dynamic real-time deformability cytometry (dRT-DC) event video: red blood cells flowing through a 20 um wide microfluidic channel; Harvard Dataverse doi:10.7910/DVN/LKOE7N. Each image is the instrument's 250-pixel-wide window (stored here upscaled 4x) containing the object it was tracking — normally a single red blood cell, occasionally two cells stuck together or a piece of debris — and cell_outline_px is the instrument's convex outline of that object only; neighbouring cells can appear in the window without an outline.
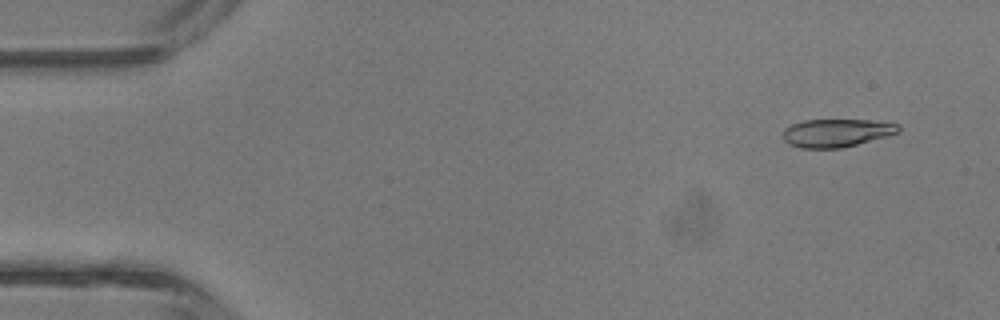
{"species": "common noctule bat (a hibernating species)", "species_latin": "Nyctalus noctula", "temperature_condition": "room temperature", "stored_images_in_passage": 3, "camera_frame_rate_fps": 3000, "um_per_image_px": 0.085, "animal": {"sex": "male", "body_mass_g": 13.3}, "frame": {"image": 1, "passage_image": 1, "time_ms": 0.0, "image_size_px": [1000, 320], "cell_outline_px": [[900, 132], [856, 144], [840, 148], [800, 148], [788, 144], [784, 140], [784, 128], [792, 124], [804, 120], [872, 120], [900, 124]], "centroid_in_image_um": [71.1, 11.29], "position_along_channel_um": 13.9, "area_um2": 18.79}}
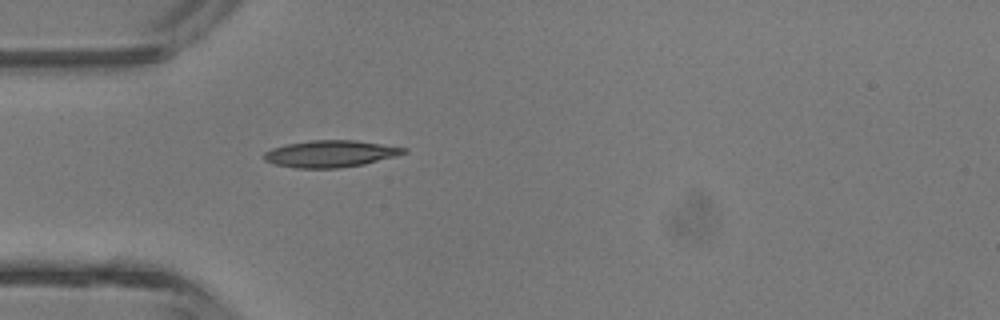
{"frame": {"image": 2, "passage_image": 3, "time_ms": 3.333, "image_size_px": [1000, 320], "cell_outline_px": [[408, 152], [396, 156], [364, 164], [340, 168], [296, 168], [276, 164], [264, 160], [264, 152], [272, 148], [288, 144], [308, 140], [356, 140], [408, 148]], "centroid_in_image_um": [28.11, 13.06], "position_along_channel_um": 56.9, "area_um2": 21.85}}